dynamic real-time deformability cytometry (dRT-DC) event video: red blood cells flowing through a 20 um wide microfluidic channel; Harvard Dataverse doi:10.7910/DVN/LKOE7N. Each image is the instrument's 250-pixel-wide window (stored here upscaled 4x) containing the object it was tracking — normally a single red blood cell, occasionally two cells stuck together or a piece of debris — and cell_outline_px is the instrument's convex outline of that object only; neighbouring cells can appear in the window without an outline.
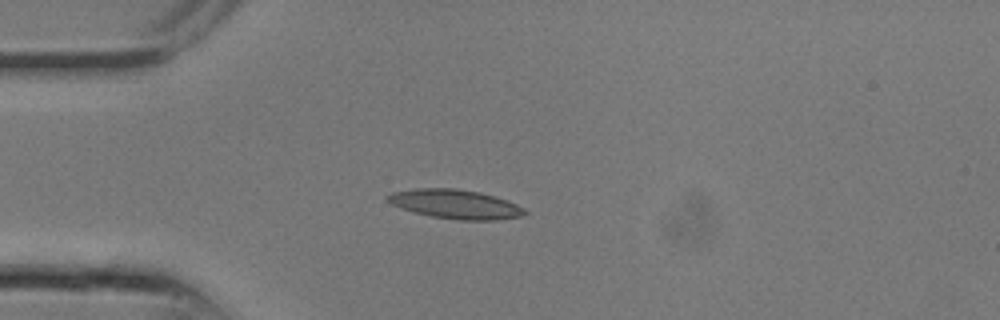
{"species": "common noctule bat (a hibernating species)", "species_latin": "Nyctalus noctula", "temperature_condition": "room temperature", "stored_images_in_passage": 10, "camera_frame_rate_fps": 3000, "um_per_image_px": 0.085, "animal": {"sex": "male", "body_mass_g": 13.3}, "frame": {"image": 1, "passage_image": 6, "time_ms": 1.667, "image_size_px": [1000, 320], "cell_outline_px": [[528, 212], [520, 216], [496, 220], [460, 220], [432, 216], [412, 212], [400, 208], [384, 200], [384, 196], [392, 192], [416, 188], [456, 188], [480, 192], [496, 196], [516, 204], [524, 208]], "centroid_in_image_um": [38.66, 17.34], "position_along_channel_um": 46.3, "area_um2": 23.47}}
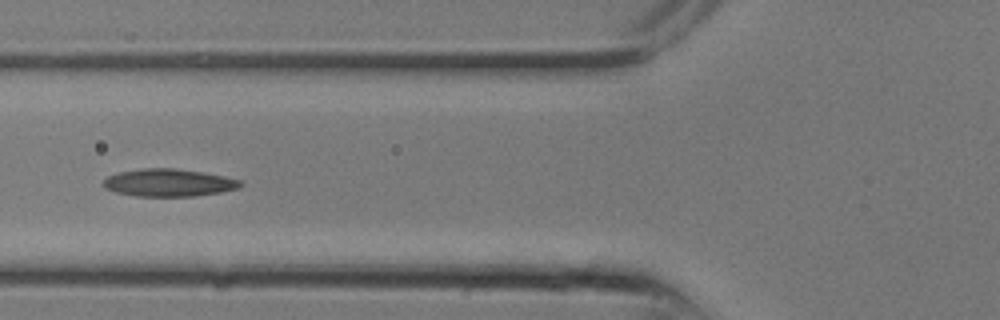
{"frame": {"image": 2, "passage_image": 9, "time_ms": 2.667, "image_size_px": [1000, 320], "cell_outline_px": [[244, 184], [240, 188], [220, 192], [196, 196], [136, 196], [116, 192], [104, 188], [100, 184], [108, 176], [120, 172], [140, 168], [172, 168], [204, 172], [224, 176], [240, 180]], "centroid_in_image_um": [14.34, 15.53], "position_along_channel_um": 111.5, "area_um2": 22.14}}